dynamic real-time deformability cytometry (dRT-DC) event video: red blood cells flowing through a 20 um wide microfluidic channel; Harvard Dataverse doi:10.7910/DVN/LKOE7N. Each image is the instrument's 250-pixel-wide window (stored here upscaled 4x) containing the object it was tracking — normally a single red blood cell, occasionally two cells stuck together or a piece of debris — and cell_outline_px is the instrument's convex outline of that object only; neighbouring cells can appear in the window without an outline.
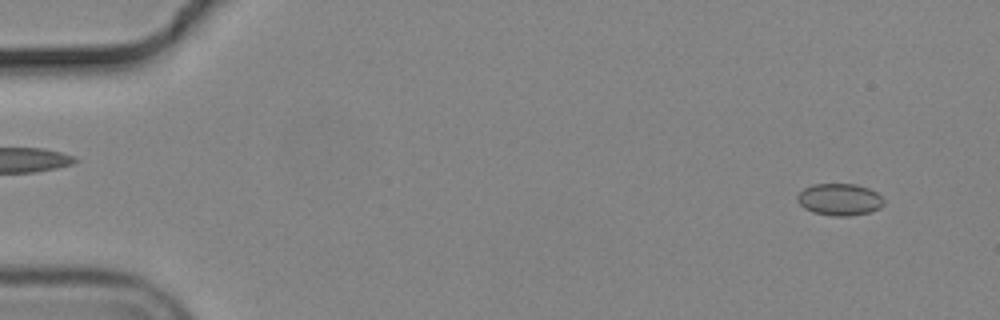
{"species": "common noctule bat (a hibernating species)", "species_latin": "Nyctalus noctula", "temperature_condition": "cold", "stored_images_in_passage": 55, "camera_frame_rate_fps": 3000, "um_per_image_px": 0.085, "animal": {"sex": "male", "body_mass_g": 19.2, "forearm_length_mm": 51.8}, "frame": {"image": 1, "passage_image": 4, "time_ms": 1.0, "image_size_px": [1000, 320], "cell_outline_px": [[884, 204], [880, 208], [868, 212], [848, 216], [832, 216], [812, 212], [804, 208], [796, 200], [796, 196], [804, 188], [812, 184], [856, 184], [868, 188], [876, 192], [884, 200]], "centroid_in_image_um": [71.34, 16.95], "position_along_channel_um": 13.7, "area_um2": 16.13}}
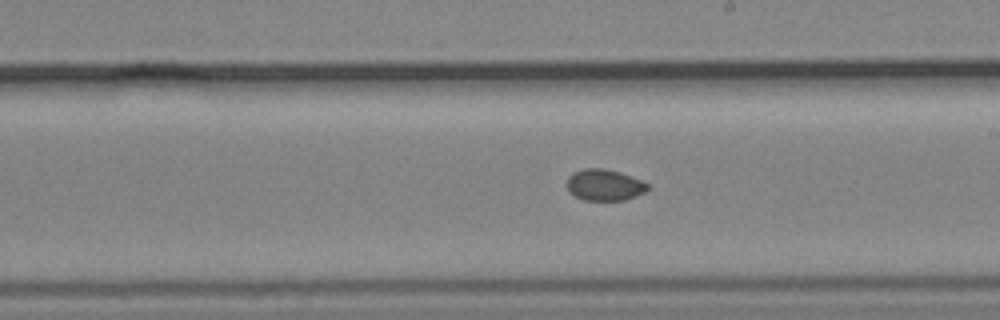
{"frame": {"image": 2, "passage_image": 32, "time_ms": 10.333, "image_size_px": [1000, 320], "cell_outline_px": [[648, 188], [644, 192], [636, 196], [624, 200], [584, 200], [568, 192], [568, 176], [572, 172], [584, 168], [604, 168], [620, 172], [640, 180], [648, 184]], "centroid_in_image_um": [51.35, 15.71], "position_along_channel_um": 237.6, "area_um2": 14.68}}
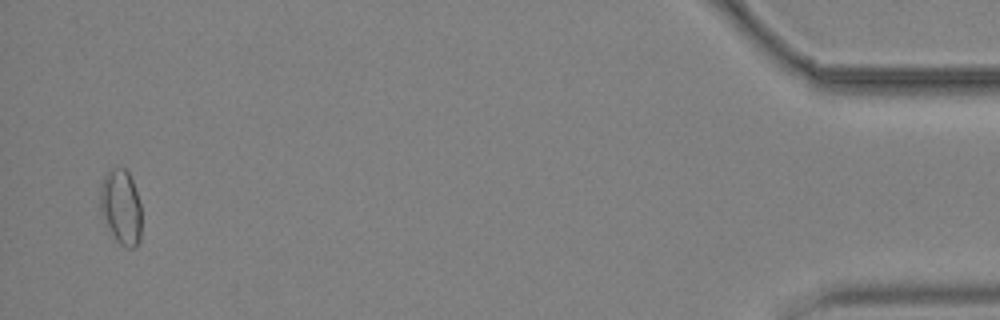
{"frame": {"image": 3, "passage_image": 54, "time_ms": 17.667, "image_size_px": [1000, 320], "cell_outline_px": [[140, 240], [136, 248], [128, 248], [120, 244], [116, 240], [104, 220], [100, 212], [100, 184], [108, 168], [124, 168], [128, 172], [132, 180], [140, 204]], "centroid_in_image_um": [10.27, 17.58], "position_along_channel_um": 424.9, "area_um2": 18.09}, "authors_computed_cell_mechanics": {"area_um2": 15.317, "velocity_mm_per_s": 3.7124, "shape_relaxation_time_tau1_ms": null, "shape_relaxation_time_tau2_ms": 2.9517, "deformation_change_tau1": null, "deformation_change_tau2": 0.043}}